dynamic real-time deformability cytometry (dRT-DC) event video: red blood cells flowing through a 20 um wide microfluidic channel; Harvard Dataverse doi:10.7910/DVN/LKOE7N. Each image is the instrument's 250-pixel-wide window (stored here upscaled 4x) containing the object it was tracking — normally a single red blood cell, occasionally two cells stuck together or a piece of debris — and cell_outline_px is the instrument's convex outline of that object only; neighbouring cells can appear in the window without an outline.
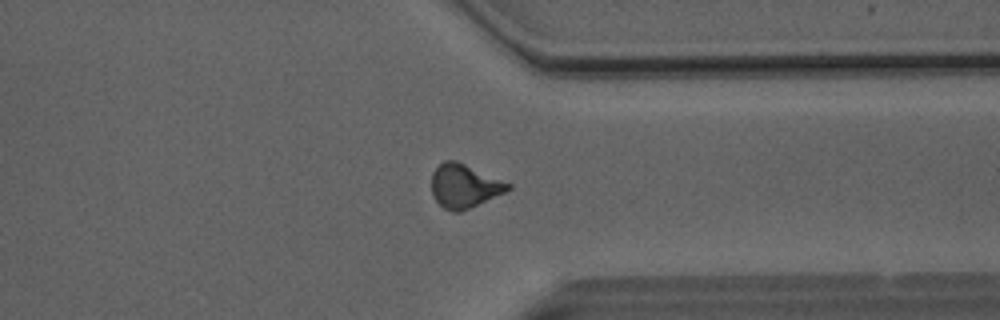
{"species": "Egyptian fruit bat (a non-hibernating species)", "species_latin": "Rousettus aegyptiacus", "temperature_condition": "room temperature", "stored_images_in_passage": 50, "camera_frame_rate_fps": 3000, "um_per_image_px": 0.085, "animal": {"sex": "male"}, "frame": {"image": 1, "passage_image": 39, "time_ms": 12.667, "image_size_px": [1000, 320], "cell_outline_px": [[512, 188], [504, 192], [460, 212], [452, 212], [444, 208], [432, 196], [432, 172], [444, 160], [456, 160], [512, 184]], "centroid_in_image_um": [39.45, 15.8], "position_along_channel_um": 372.0, "area_um2": 19.25}}
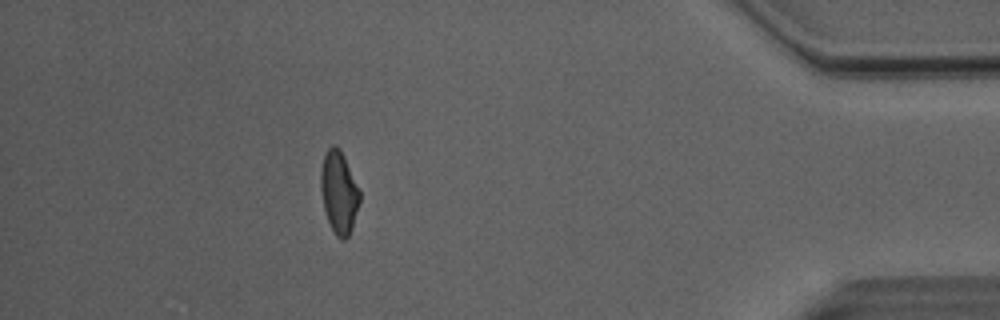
{"frame": {"image": 2, "passage_image": 45, "time_ms": 14.667, "image_size_px": [1000, 320], "cell_outline_px": [[360, 200], [352, 228], [348, 236], [344, 240], [340, 240], [336, 236], [328, 220], [324, 208], [320, 188], [320, 172], [324, 156], [328, 148], [332, 144], [336, 144], [340, 148], [344, 156], [360, 192]], "centroid_in_image_um": [28.8, 16.33], "position_along_channel_um": 406.4, "area_um2": 18.61}, "authors_computed_cell_mechanics": {"area_um2": 19.4786, "velocity_mm_per_s": 4.0968, "shape_relaxation_time_tau1_ms": 7.5173, "shape_relaxation_time_tau2_ms": 1.6945, "deformation_change_tau1": 0.1539, "deformation_change_tau2": 0.0819}}